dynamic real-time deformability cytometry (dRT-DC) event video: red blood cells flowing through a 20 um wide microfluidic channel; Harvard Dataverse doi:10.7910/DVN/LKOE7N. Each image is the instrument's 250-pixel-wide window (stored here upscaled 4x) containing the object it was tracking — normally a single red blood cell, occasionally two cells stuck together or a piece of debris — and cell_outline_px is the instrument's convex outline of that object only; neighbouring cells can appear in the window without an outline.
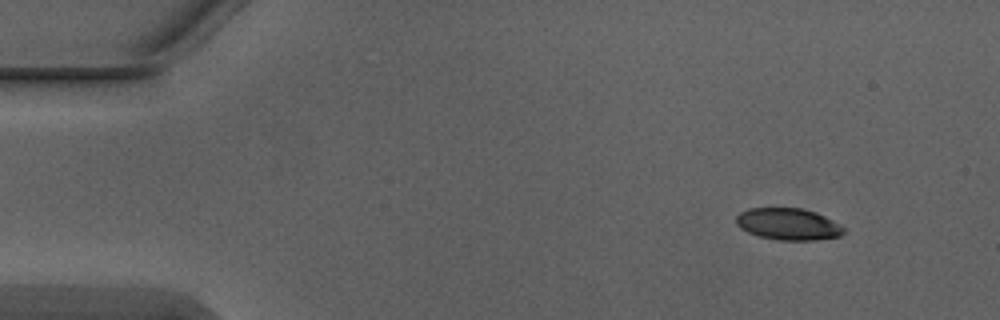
{"species": "Egyptian fruit bat (a non-hibernating species)", "species_latin": "Rousettus aegyptiacus", "temperature_condition": "warm", "stored_images_in_passage": 3, "camera_frame_rate_fps": 3000, "um_per_image_px": 0.085, "animal": {"sex": "male"}, "frame": {"image": 1, "passage_image": 1, "time_ms": 0.0, "image_size_px": [1000, 320], "cell_outline_px": [[844, 232], [840, 236], [816, 240], [780, 240], [760, 236], [748, 232], [740, 228], [736, 224], [736, 216], [740, 212], [748, 208], [804, 208], [816, 212], [840, 224], [844, 228]], "centroid_in_image_um": [66.99, 19.04], "position_along_channel_um": 18.0, "area_um2": 19.94}}
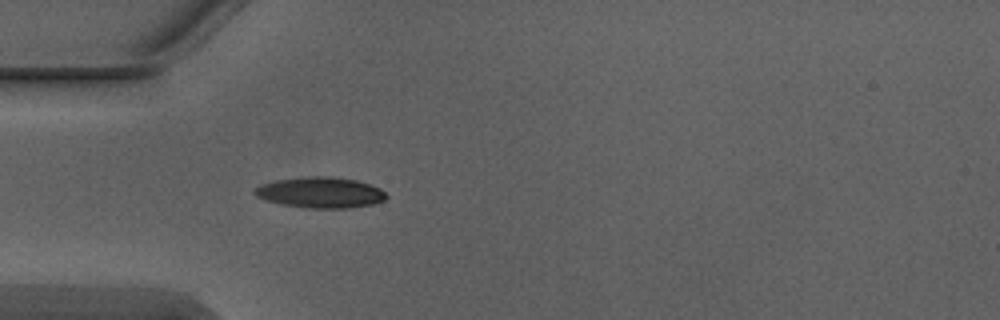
{"frame": {"image": 2, "passage_image": 3, "time_ms": 0.667, "image_size_px": [1000, 320], "cell_outline_px": [[388, 196], [384, 200], [372, 204], [348, 208], [304, 208], [264, 200], [256, 196], [252, 192], [260, 184], [276, 180], [312, 176], [332, 176], [356, 180], [380, 188]], "centroid_in_image_um": [27.22, 16.36], "position_along_channel_um": 57.8, "area_um2": 23.58}}